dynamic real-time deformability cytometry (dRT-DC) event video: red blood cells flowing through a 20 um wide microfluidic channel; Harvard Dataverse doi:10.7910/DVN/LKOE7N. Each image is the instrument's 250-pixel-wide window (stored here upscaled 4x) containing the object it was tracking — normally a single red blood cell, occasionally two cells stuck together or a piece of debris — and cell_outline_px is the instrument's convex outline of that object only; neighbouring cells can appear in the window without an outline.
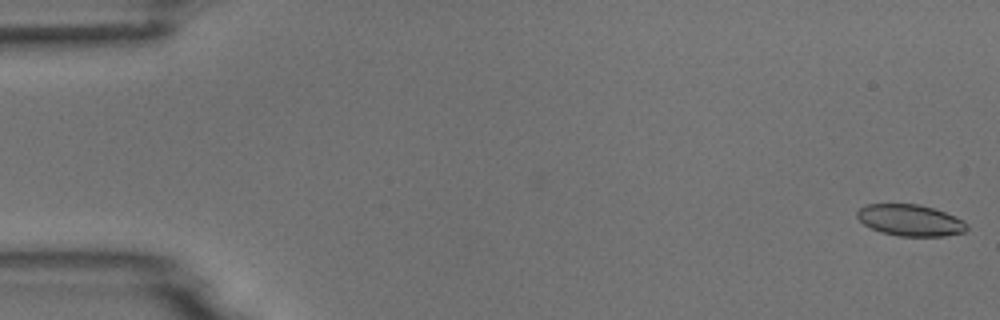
{"species": "common noctule bat (a hibernating species)", "species_latin": "Nyctalus noctula", "temperature_condition": "room temperature", "stored_images_in_passage": 5, "camera_frame_rate_fps": 3000, "um_per_image_px": 0.085, "animal": {"sex": "male", "body_mass_g": 18.8}, "frame": {"image": 1, "passage_image": 1, "time_ms": 0.0, "image_size_px": [1000, 320], "cell_outline_px": [[968, 228], [964, 232], [944, 236], [900, 236], [880, 232], [864, 224], [856, 216], [856, 212], [860, 208], [868, 204], [920, 204], [944, 212], [964, 220], [968, 224]], "centroid_in_image_um": [77.38, 18.72], "position_along_channel_um": 7.6, "area_um2": 20.06}}
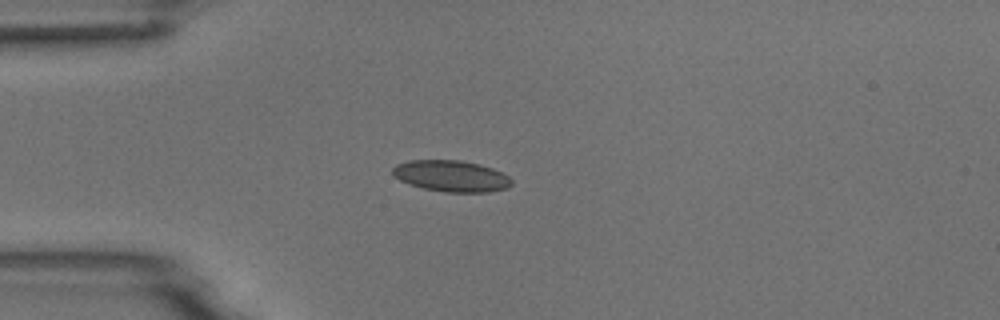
{"frame": {"image": 2, "passage_image": 4, "time_ms": 4.333, "image_size_px": [1000, 320], "cell_outline_px": [[512, 184], [508, 188], [488, 192], [444, 192], [424, 188], [408, 184], [400, 180], [392, 172], [392, 168], [396, 164], [408, 160], [460, 160], [480, 164], [492, 168], [508, 176], [512, 180]], "centroid_in_image_um": [38.36, 14.96], "position_along_channel_um": 46.6, "area_um2": 21.73}}